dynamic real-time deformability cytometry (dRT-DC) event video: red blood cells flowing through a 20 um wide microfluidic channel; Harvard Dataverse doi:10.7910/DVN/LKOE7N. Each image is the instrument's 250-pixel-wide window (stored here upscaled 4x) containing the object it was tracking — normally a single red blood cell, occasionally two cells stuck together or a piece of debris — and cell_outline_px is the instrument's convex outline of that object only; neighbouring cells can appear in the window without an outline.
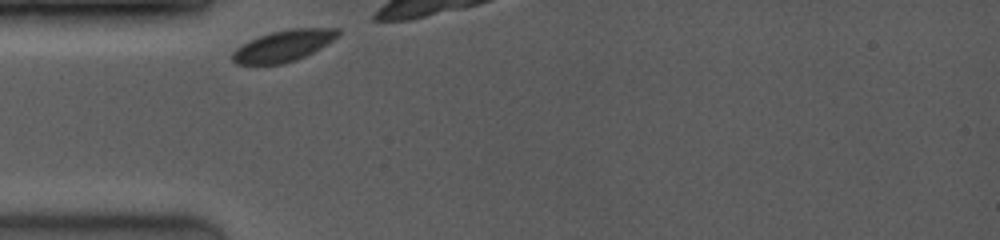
{"species": "common noctule bat (a hibernating species)", "species_latin": "Nyctalus noctula", "temperature_condition": "room temperature", "stored_images_in_passage": 9, "camera_frame_rate_fps": 4000, "um_per_image_px": 0.085, "animal": {"sex": "female", "body_mass_g": 19.0, "forearm_length_mm": 53.3}, "frame": {"image": 1, "passage_image": 1, "time_ms": 0.0, "image_size_px": [1000, 240], "cell_outline_px": [[340, 32], [332, 40], [312, 52], [296, 60], [280, 64], [236, 64], [232, 60], [232, 52], [236, 48], [260, 36], [272, 32], [292, 28], [340, 28]], "centroid_in_image_um": [24.08, 3.89], "position_along_channel_um": 60.9, "area_um2": 18.79}}